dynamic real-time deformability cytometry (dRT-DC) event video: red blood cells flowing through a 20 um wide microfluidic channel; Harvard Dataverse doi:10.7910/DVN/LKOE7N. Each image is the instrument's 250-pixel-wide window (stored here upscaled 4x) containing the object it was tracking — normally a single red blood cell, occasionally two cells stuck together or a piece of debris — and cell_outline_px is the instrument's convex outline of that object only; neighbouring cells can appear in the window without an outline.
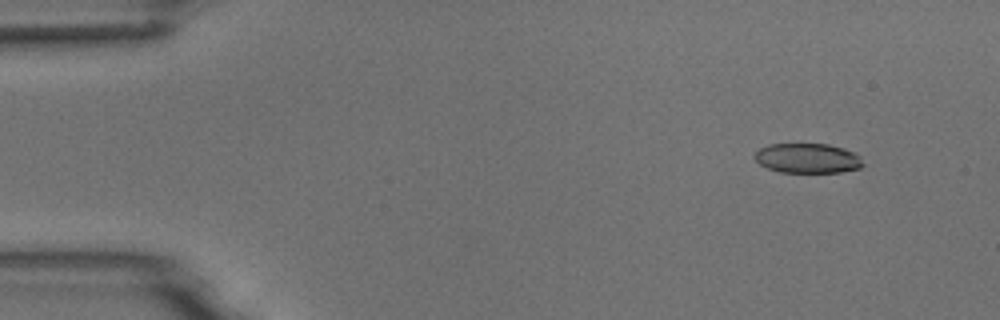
{"species": "common noctule bat (a hibernating species)", "species_latin": "Nyctalus noctula", "temperature_condition": "room temperature", "stored_images_in_passage": 4, "camera_frame_rate_fps": 3000, "um_per_image_px": 0.085, "animal": {"sex": "male", "body_mass_g": 18.8}, "frame": {"image": 1, "passage_image": 1, "time_ms": 0.0, "image_size_px": [1000, 320], "cell_outline_px": [[864, 164], [860, 168], [840, 172], [780, 172], [768, 168], [760, 164], [752, 156], [760, 148], [768, 144], [828, 144], [844, 148], [860, 156]], "centroid_in_image_um": [68.64, 13.45], "position_along_channel_um": 16.4, "area_um2": 18.79}}
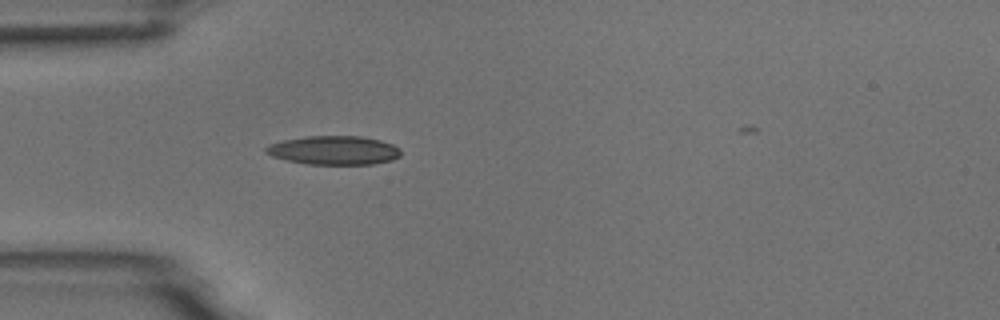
{"frame": {"image": 2, "passage_image": 4, "time_ms": 1.0, "image_size_px": [1000, 320], "cell_outline_px": [[400, 156], [392, 160], [372, 164], [308, 164], [288, 160], [272, 156], [264, 152], [264, 148], [268, 144], [284, 140], [308, 136], [360, 136], [380, 140], [392, 144], [400, 148]], "centroid_in_image_um": [28.38, 12.77], "position_along_channel_um": 56.6, "area_um2": 22.6}}